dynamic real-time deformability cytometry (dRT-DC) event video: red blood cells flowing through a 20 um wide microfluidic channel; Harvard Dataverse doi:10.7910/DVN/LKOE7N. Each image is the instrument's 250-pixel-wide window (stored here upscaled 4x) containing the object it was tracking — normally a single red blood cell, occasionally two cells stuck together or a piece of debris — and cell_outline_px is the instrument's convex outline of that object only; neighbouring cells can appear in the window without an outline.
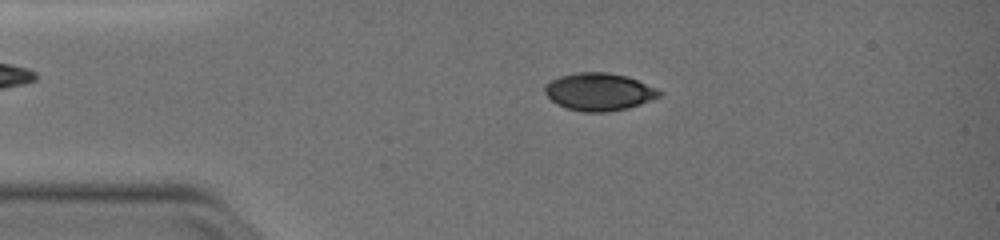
{"species": "common noctule bat (a hibernating species)", "species_latin": "Nyctalus noctula", "temperature_condition": "warm", "stored_images_in_passage": 51, "camera_frame_rate_fps": 3000, "um_per_image_px": 0.085, "animal": {"sex": "female", "body_mass_g": 19.0, "forearm_length_mm": 51.5}, "frame": {"image": 1, "passage_image": 11, "time_ms": 3.333, "image_size_px": [1000, 240], "cell_outline_px": [[664, 92], [660, 96], [652, 100], [628, 108], [608, 112], [584, 112], [564, 108], [556, 104], [544, 92], [544, 84], [560, 76], [576, 72], [608, 72], [628, 76], [656, 88]], "centroid_in_image_um": [50.92, 7.8], "position_along_channel_um": 34.1, "area_um2": 25.32}}
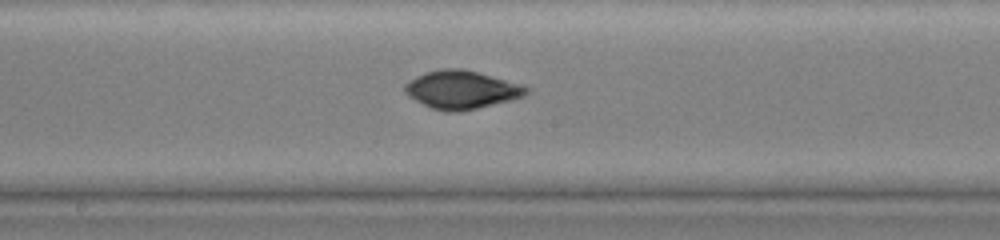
{"frame": {"image": 2, "passage_image": 28, "time_ms": 9.0, "image_size_px": [1000, 240], "cell_outline_px": [[528, 92], [524, 96], [512, 100], [460, 112], [444, 112], [432, 108], [408, 96], [404, 92], [404, 84], [416, 76], [440, 68], [464, 68], [524, 84], [528, 88]], "centroid_in_image_um": [39.26, 7.62], "position_along_channel_um": 208.9, "area_um2": 27.28}}
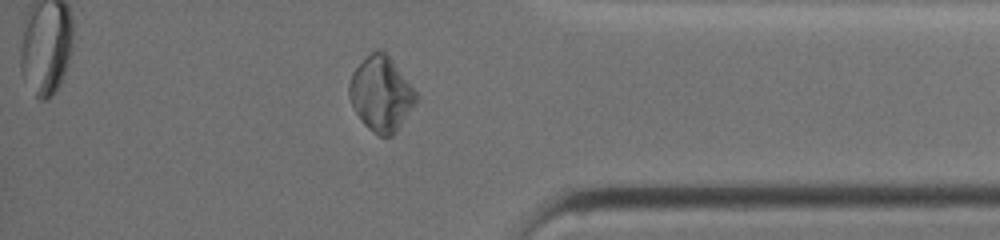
{"frame": {"image": 3, "passage_image": 44, "time_ms": 14.333, "image_size_px": [1000, 240], "cell_outline_px": [[420, 96], [396, 132], [392, 136], [380, 136], [372, 132], [364, 124], [352, 108], [348, 96], [348, 84], [352, 72], [376, 48], [384, 52], [388, 56]], "centroid_in_image_um": [32.37, 8.01], "position_along_channel_um": 402.8, "area_um2": 28.9}, "authors_computed_cell_mechanics": {"area_um2": 26.299, "velocity_mm_per_s": 3.7642, "shape_relaxation_time_tau1_ms": 5.6504, "shape_relaxation_time_tau2_ms": 1.5208, "deformation_change_tau1": 0.1713, "deformation_change_tau2": 0.0253}}